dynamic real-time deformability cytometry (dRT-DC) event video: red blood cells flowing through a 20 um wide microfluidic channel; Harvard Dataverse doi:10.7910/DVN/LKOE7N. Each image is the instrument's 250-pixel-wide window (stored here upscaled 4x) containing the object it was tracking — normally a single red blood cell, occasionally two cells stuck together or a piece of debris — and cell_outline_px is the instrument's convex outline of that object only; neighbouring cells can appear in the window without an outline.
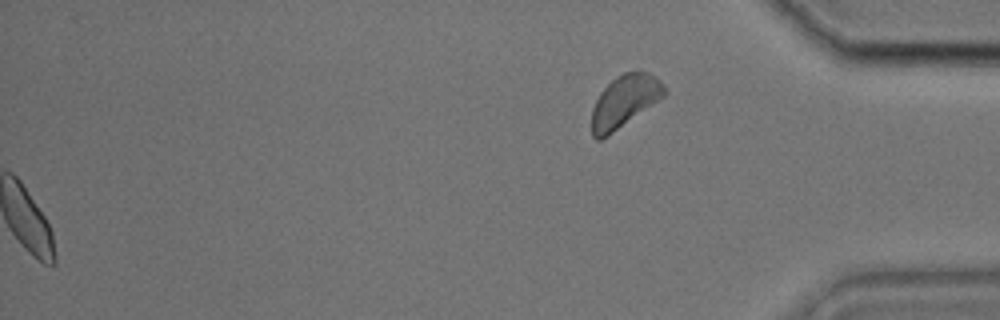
{"species": "common noctule bat (a hibernating species)", "species_latin": "Nyctalus noctula", "temperature_condition": "cold", "stored_images_in_passage": 38, "segment_of_instrument_passage": [2, 2], "camera_frame_rate_fps": 3000, "um_per_image_px": 0.085, "animal": {"sex": "male", "body_mass_g": 17.9, "forearm_length_mm": 54.2}, "frame": {"image": 1, "passage_image": 38, "time_ms": 12.333, "image_size_px": [1000, 320], "cell_outline_px": [[668, 92], [664, 96], [608, 136], [600, 140], [596, 140], [592, 136], [592, 108], [600, 92], [616, 76], [624, 72], [648, 72], [660, 80], [664, 84]], "centroid_in_image_um": [53.08, 8.61], "position_along_channel_um": 382.1, "area_um2": 21.91}}